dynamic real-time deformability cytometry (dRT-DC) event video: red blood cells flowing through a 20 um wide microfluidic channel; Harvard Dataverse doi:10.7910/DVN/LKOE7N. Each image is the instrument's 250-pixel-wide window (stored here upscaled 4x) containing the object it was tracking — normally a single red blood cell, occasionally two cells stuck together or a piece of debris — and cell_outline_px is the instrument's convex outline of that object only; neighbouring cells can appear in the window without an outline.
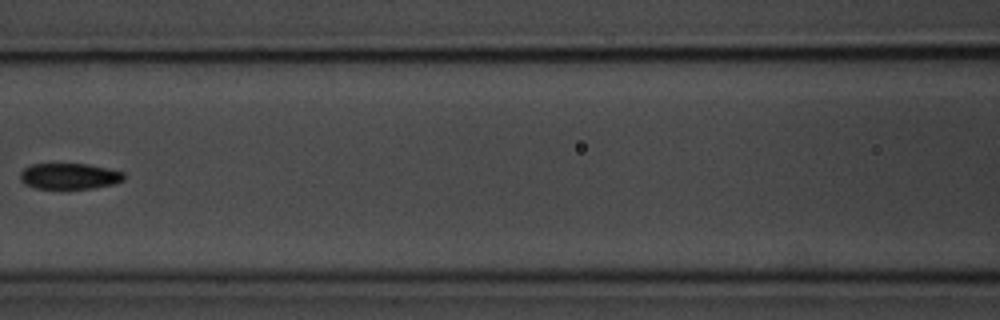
{"species": "common noctule bat (a hibernating species)", "species_latin": "Nyctalus noctula", "temperature_condition": "room temperature", "stored_images_in_passage": 7, "camera_frame_rate_fps": 3000, "um_per_image_px": 0.085, "animal": {"sex": "male", "body_mass_g": 20.1, "forearm_length_mm": 53.5}, "frame": {"image": 1, "passage_image": 6, "time_ms": 7.0, "image_size_px": [1000, 320], "cell_outline_px": [[124, 180], [112, 184], [96, 188], [36, 188], [24, 184], [20, 180], [20, 172], [24, 168], [32, 164], [88, 164], [108, 168], [124, 172]], "centroid_in_image_um": [5.89, 14.97], "position_along_channel_um": 160.7, "area_um2": 15.66}}
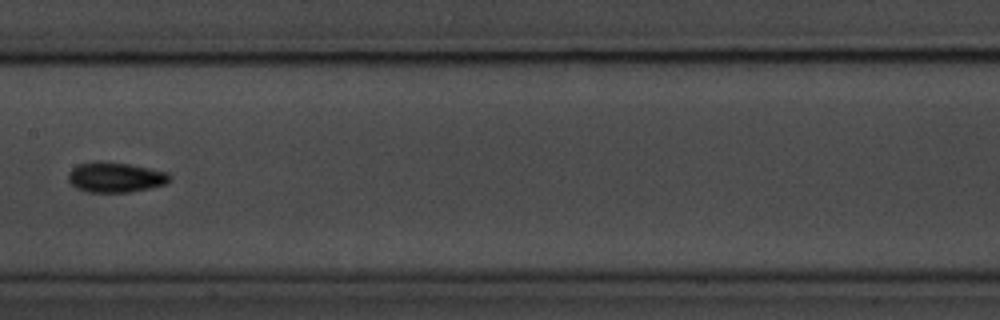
{"frame": {"image": 2, "passage_image": 7, "time_ms": 8.0, "image_size_px": [1000, 320], "cell_outline_px": [[172, 180], [168, 184], [128, 192], [88, 192], [76, 188], [68, 180], [68, 172], [72, 168], [80, 164], [96, 160], [104, 160], [132, 164], [168, 172], [172, 176]], "centroid_in_image_um": [9.84, 15.05], "position_along_channel_um": 197.6, "area_um2": 18.21}}